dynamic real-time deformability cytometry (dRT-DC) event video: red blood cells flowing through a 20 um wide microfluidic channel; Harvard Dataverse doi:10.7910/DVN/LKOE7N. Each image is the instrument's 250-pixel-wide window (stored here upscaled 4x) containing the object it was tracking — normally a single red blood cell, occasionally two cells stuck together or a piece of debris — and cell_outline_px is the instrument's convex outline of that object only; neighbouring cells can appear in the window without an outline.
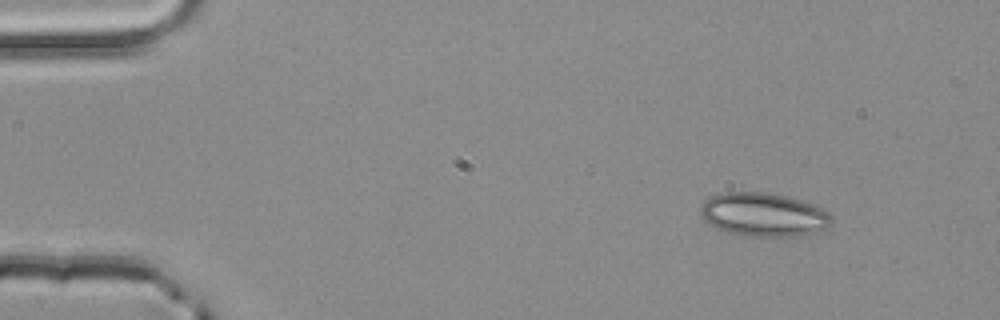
{"species": "common noctule bat (a hibernating species)", "species_latin": "Nyctalus noctula", "temperature_condition": "room temperature", "stored_images_in_passage": 3, "camera_frame_rate_fps": 3000, "um_per_image_px": 0.085, "animal": {"sex": "male", "body_mass_g": 20.4}, "frame": {"image": 1, "passage_image": 1, "time_ms": 0.0, "image_size_px": [1000, 320], "cell_outline_px": [[832, 224], [824, 228], [800, 236], [744, 236], [728, 232], [716, 228], [704, 220], [700, 212], [700, 208], [704, 200], [712, 196], [724, 192], [764, 192], [804, 200], [828, 212], [832, 216]], "centroid_in_image_um": [64.89, 18.24], "position_along_channel_um": 20.1, "area_um2": 33.23}}